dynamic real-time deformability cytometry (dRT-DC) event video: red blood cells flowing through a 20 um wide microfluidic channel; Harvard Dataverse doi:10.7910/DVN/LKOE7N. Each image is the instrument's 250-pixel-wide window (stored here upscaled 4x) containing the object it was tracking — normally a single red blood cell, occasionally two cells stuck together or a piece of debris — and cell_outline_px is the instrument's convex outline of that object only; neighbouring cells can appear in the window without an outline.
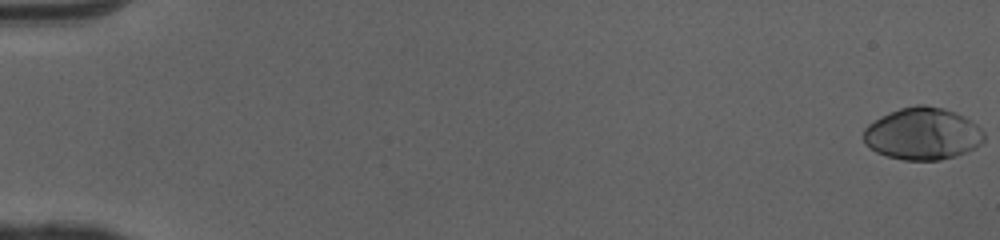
{"species": "human", "species_latin": "Homo sapiens", "temperature_condition": "cold", "stored_images_in_passage": 51, "camera_frame_rate_fps": 3000, "um_per_image_px": 0.085, "donor": {"sex": "female"}, "frame": {"image": 1, "passage_image": 1, "time_ms": 0.0, "image_size_px": [1000, 240], "cell_outline_px": [[984, 140], [976, 148], [956, 156], [940, 160], [904, 160], [888, 156], [876, 152], [864, 144], [864, 128], [868, 124], [900, 108], [916, 104], [924, 104], [944, 108], [964, 116], [976, 124], [984, 132]], "centroid_in_image_um": [78.44, 11.37], "position_along_channel_um": 6.6, "area_um2": 36.59}}
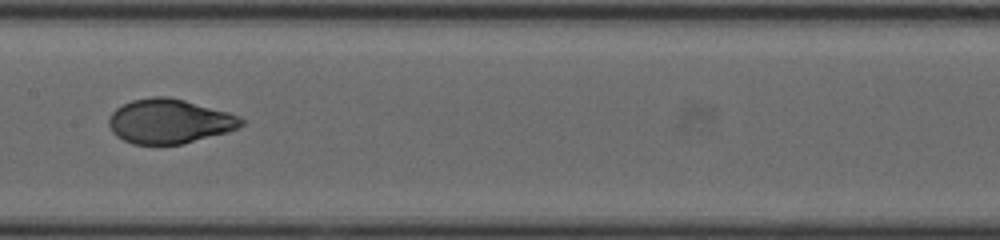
{"frame": {"image": 2, "passage_image": 28, "time_ms": 9.0, "image_size_px": [1000, 240], "cell_outline_px": [[244, 124], [228, 132], [184, 144], [132, 144], [116, 136], [112, 132], [108, 124], [108, 116], [116, 108], [132, 100], [152, 96], [168, 96], [184, 100], [228, 112], [240, 116], [244, 120]], "centroid_in_image_um": [14.39, 10.31], "position_along_channel_um": 193.0, "area_um2": 34.45}}
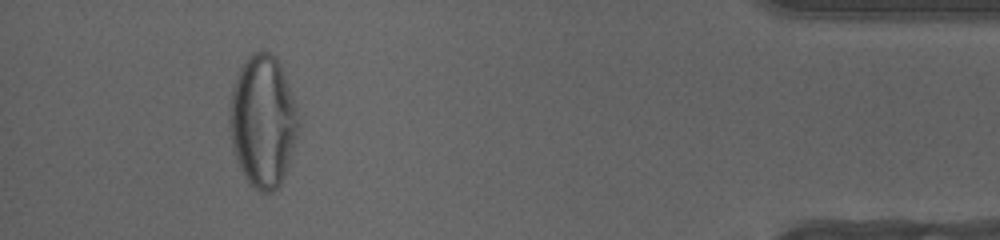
{"frame": {"image": 3, "passage_image": 48, "time_ms": 15.667, "image_size_px": [1000, 240], "cell_outline_px": [[300, 124], [296, 140], [284, 176], [280, 184], [272, 192], [260, 192], [244, 176], [232, 152], [228, 128], [228, 112], [232, 88], [236, 76], [244, 60], [252, 52], [264, 48], [276, 56], [280, 64]], "centroid_in_image_um": [22.29, 10.28], "position_along_channel_um": 412.9, "area_um2": 53.18}, "authors_computed_cell_mechanics": {"area_um2": 35.0268, "velocity_mm_per_s": 4.1012, "shape_relaxation_time_tau1_ms": 4.789, "shape_relaxation_time_tau2_ms": null, "deformation_change_tau1": 0.2324, "deformation_change_tau2": null}}